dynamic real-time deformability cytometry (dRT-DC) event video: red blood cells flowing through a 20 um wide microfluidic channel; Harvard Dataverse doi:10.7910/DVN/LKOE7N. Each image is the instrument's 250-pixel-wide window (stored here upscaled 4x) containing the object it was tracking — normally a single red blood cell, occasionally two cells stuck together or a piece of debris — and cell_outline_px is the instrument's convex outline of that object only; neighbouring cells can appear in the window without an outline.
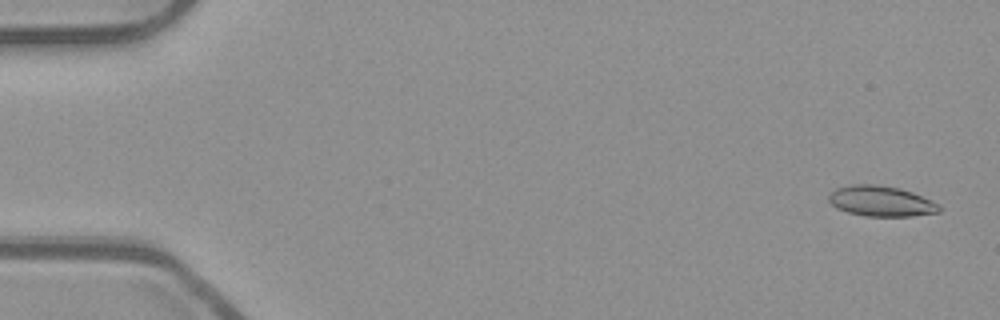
{"species": "common noctule bat (a hibernating species)", "species_latin": "Nyctalus noctula", "temperature_condition": "room temperature", "stored_images_in_passage": 53, "camera_frame_rate_fps": 3000, "um_per_image_px": 0.085, "animal": {"sex": "male", "body_mass_g": 23.1, "forearm_length_mm": 52.7}, "frame": {"image": 1, "passage_image": 2, "time_ms": 0.333, "image_size_px": [1000, 320], "cell_outline_px": [[940, 212], [912, 216], [864, 216], [848, 212], [836, 208], [828, 200], [828, 196], [836, 188], [852, 184], [876, 184], [900, 188], [912, 192], [940, 204]], "centroid_in_image_um": [74.89, 17.1], "position_along_channel_um": 10.1, "area_um2": 19.65}}
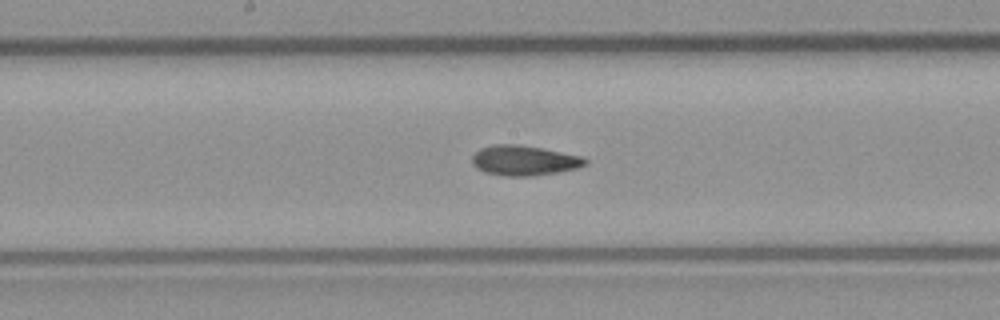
{"frame": {"image": 2, "passage_image": 28, "time_ms": 9.0, "image_size_px": [1000, 320], "cell_outline_px": [[588, 164], [576, 168], [556, 172], [532, 176], [504, 176], [484, 172], [476, 168], [472, 164], [472, 156], [480, 148], [492, 144], [520, 144], [584, 156], [588, 160]], "centroid_in_image_um": [44.54, 13.63], "position_along_channel_um": 203.7, "area_um2": 20.0}}
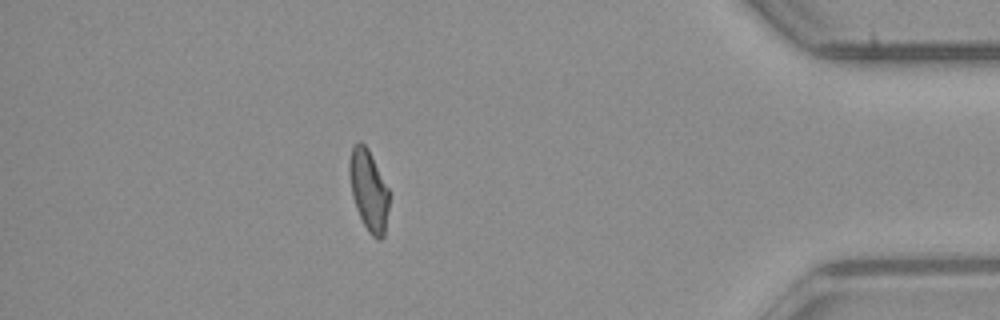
{"frame": {"image": 3, "passage_image": 47, "time_ms": 15.333, "image_size_px": [1000, 320], "cell_outline_px": [[388, 208], [384, 236], [380, 240], [376, 240], [368, 232], [356, 208], [352, 196], [348, 172], [348, 160], [352, 148], [360, 140], [368, 148], [388, 188]], "centroid_in_image_um": [31.31, 16.17], "position_along_channel_um": 403.9, "area_um2": 18.73}, "authors_computed_cell_mechanics": {"area_um2": 19.4208, "velocity_mm_per_s": 3.8888, "shape_relaxation_time_tau1_ms": null, "shape_relaxation_time_tau2_ms": 3.0556, "deformation_change_tau1": null, "deformation_change_tau2": 0.0997}}